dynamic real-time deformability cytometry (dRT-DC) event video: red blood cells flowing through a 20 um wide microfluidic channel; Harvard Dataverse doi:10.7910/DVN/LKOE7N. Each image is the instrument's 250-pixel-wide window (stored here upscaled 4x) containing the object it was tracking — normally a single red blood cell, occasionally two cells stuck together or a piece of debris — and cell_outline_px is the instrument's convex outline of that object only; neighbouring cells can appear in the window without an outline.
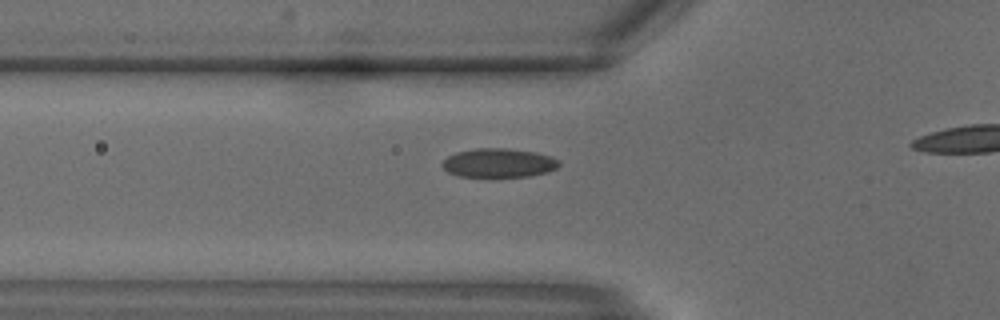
{"species": "common noctule bat (a hibernating species)", "species_latin": "Nyctalus noctula", "temperature_condition": "warm", "stored_images_in_passage": 9, "camera_frame_rate_fps": 3000, "um_per_image_px": 0.085, "animal": {"sex": "male", "body_mass_g": 18.8}, "frame": {"image": 1, "passage_image": 2, "time_ms": 0.333, "image_size_px": [1000, 320], "cell_outline_px": [[560, 164], [556, 168], [548, 172], [528, 176], [460, 176], [448, 172], [440, 164], [448, 156], [456, 152], [476, 148], [508, 148], [536, 152], [552, 156], [560, 160]], "centroid_in_image_um": [42.41, 13.83], "position_along_channel_um": 83.4, "area_um2": 19.71}}
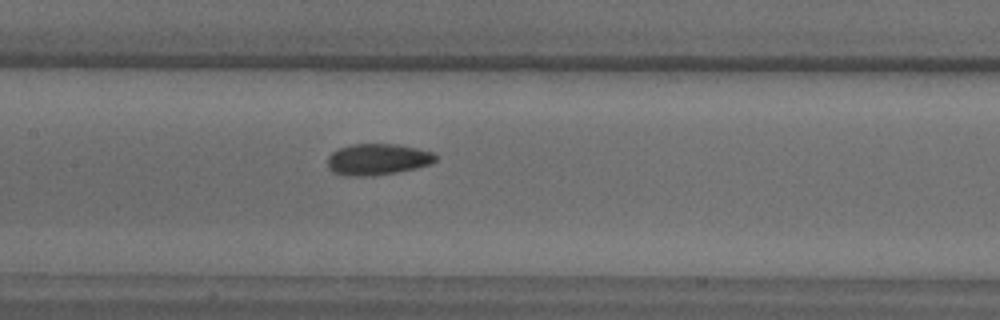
{"frame": {"image": 2, "passage_image": 6, "time_ms": 1.667, "image_size_px": [1000, 320], "cell_outline_px": [[436, 160], [432, 164], [416, 168], [376, 176], [344, 176], [332, 172], [328, 168], [328, 156], [332, 152], [340, 148], [352, 144], [396, 144], [416, 148], [432, 152], [436, 156]], "centroid_in_image_um": [32.08, 13.56], "position_along_channel_um": 175.3, "area_um2": 19.83}}
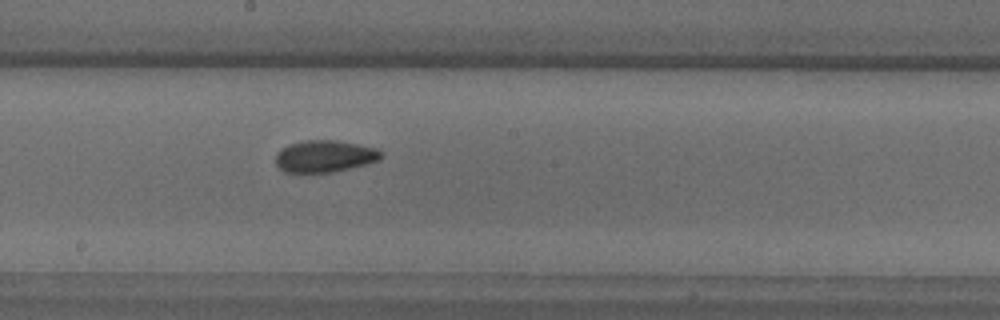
{"frame": {"image": 3, "passage_image": 8, "time_ms": 2.333, "image_size_px": [1000, 320], "cell_outline_px": [[384, 152], [380, 160], [332, 172], [284, 172], [276, 164], [276, 152], [280, 148], [288, 144], [304, 140], [336, 140], [376, 148]], "centroid_in_image_um": [27.57, 13.26], "position_along_channel_um": 220.6, "area_um2": 19.59}}